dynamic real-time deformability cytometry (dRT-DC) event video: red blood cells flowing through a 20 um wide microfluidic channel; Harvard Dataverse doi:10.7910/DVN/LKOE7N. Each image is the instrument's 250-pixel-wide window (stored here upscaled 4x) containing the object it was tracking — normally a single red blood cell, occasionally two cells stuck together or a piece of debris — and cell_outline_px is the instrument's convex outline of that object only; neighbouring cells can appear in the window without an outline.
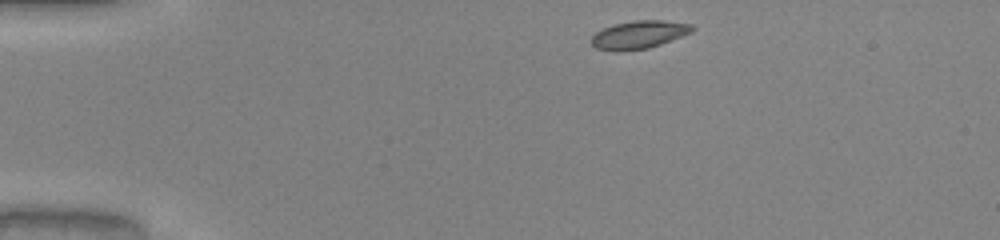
{"species": "common noctule bat (a hibernating species)", "species_latin": "Nyctalus noctula", "temperature_condition": "warm", "stored_images_in_passage": 42, "camera_frame_rate_fps": 3000, "um_per_image_px": 0.085, "animal": {"sex": "male", "body_mass_g": 20.0, "forearm_length_mm": 53.3}, "frame": {"image": 1, "passage_image": 1, "time_ms": 0.0, "image_size_px": [1000, 240], "cell_outline_px": [[696, 28], [692, 32], [660, 44], [648, 48], [596, 48], [588, 40], [596, 32], [612, 24], [632, 20], [664, 20], [692, 24]], "centroid_in_image_um": [54.36, 2.88], "position_along_channel_um": 30.6, "area_um2": 15.9}}
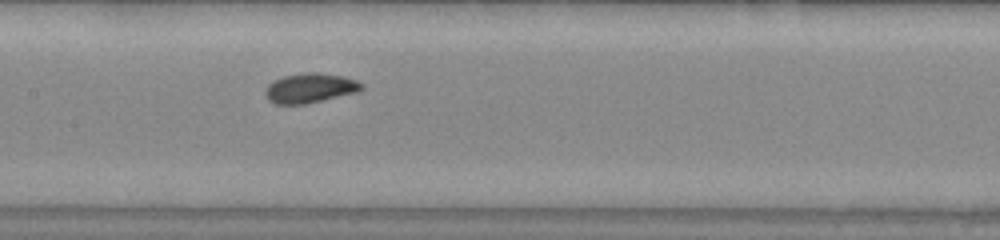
{"frame": {"image": 2, "passage_image": 17, "time_ms": 5.333, "image_size_px": [1000, 240], "cell_outline_px": [[364, 88], [356, 92], [304, 104], [276, 104], [268, 100], [264, 96], [264, 88], [268, 84], [284, 76], [304, 72], [320, 72], [344, 76], [356, 80], [364, 84]], "centroid_in_image_um": [26.33, 7.47], "position_along_channel_um": 181.1, "area_um2": 16.7}}
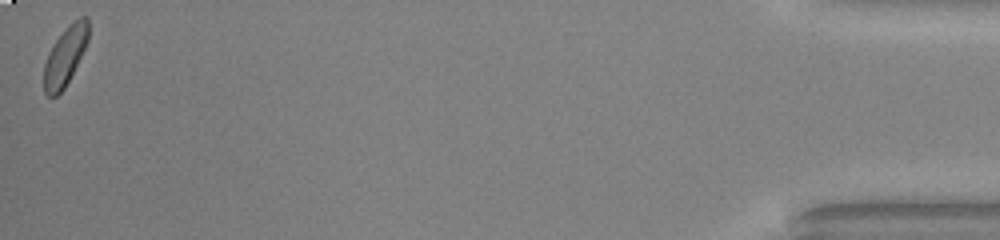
{"frame": {"image": 3, "passage_image": 42, "time_ms": 13.667, "image_size_px": [1000, 240], "cell_outline_px": [[88, 40], [64, 88], [56, 96], [48, 96], [44, 92], [44, 64], [48, 52], [56, 40], [80, 16], [88, 16]], "centroid_in_image_um": [5.51, 4.79], "position_along_channel_um": 429.7, "area_um2": 14.57}, "authors_computed_cell_mechanics": {"area_um2": 16.0684, "velocity_mm_per_s": 4.0525, "shape_relaxation_time_tau1_ms": 2.0744, "shape_relaxation_time_tau2_ms": null, "deformation_change_tau1": 0.07, "deformation_change_tau2": null}}